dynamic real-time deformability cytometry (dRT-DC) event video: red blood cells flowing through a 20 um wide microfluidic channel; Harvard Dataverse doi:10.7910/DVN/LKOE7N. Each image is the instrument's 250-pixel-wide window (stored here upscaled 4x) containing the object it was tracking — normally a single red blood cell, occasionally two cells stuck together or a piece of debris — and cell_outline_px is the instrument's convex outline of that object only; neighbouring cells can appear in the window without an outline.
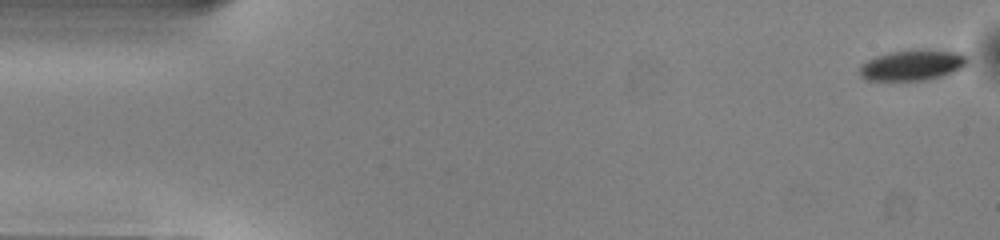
{"species": "common noctule bat (a hibernating species)", "species_latin": "Nyctalus noctula", "temperature_condition": "warm", "stored_images_in_passage": 51, "camera_frame_rate_fps": 3000, "um_per_image_px": 0.085, "animal": {"sex": "male", "body_mass_g": 13.0, "forearm_length_mm": 53.1}, "frame": {"image": 1, "passage_image": 1, "time_ms": 0.0, "image_size_px": [1000, 240], "cell_outline_px": [[968, 64], [964, 68], [940, 76], [924, 80], [864, 80], [860, 76], [860, 64], [876, 56], [892, 52], [964, 52], [968, 56]], "centroid_in_image_um": [77.55, 5.58], "position_along_channel_um": 7.4, "area_um2": 18.55}}
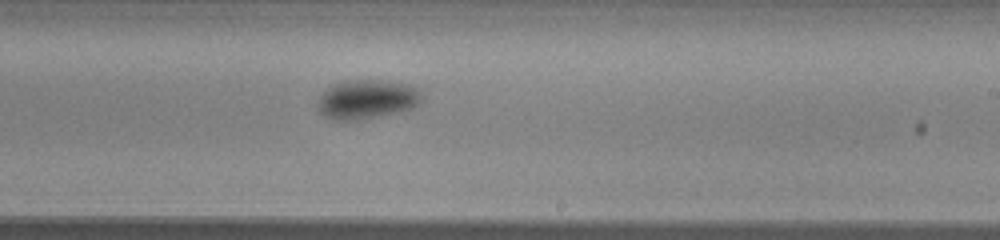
{"frame": {"image": 2, "passage_image": 30, "time_ms": 9.667, "image_size_px": [1000, 240], "cell_outline_px": [[424, 100], [420, 104], [412, 108], [400, 112], [360, 120], [332, 120], [320, 112], [316, 104], [316, 100], [332, 84], [344, 80], [388, 80], [412, 84], [420, 88], [424, 96]], "centroid_in_image_um": [31.26, 8.43], "position_along_channel_um": 257.7, "area_um2": 24.57}}
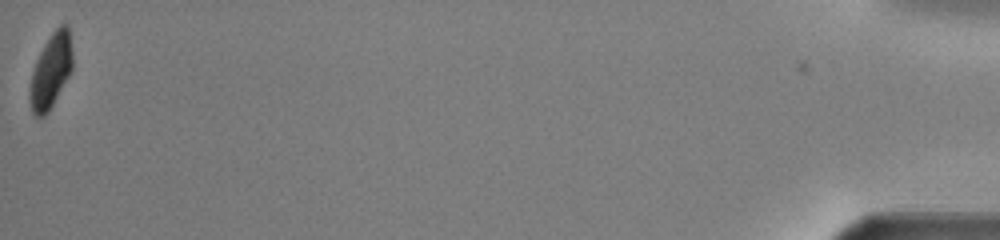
{"frame": {"image": 3, "passage_image": 51, "time_ms": 16.667, "image_size_px": [1000, 240], "cell_outline_px": [[72, 68], [68, 76], [48, 112], [44, 116], [36, 116], [32, 112], [28, 96], [32, 72], [36, 60], [44, 44], [52, 32], [60, 24], [68, 24], [72, 52]], "centroid_in_image_um": [4.31, 6.0], "position_along_channel_um": 430.9, "area_um2": 18.32}, "authors_computed_cell_mechanics": {"area_um2": 21.5016, "velocity_mm_per_s": 3.9975, "shape_relaxation_time_tau1_ms": 2.8467, "shape_relaxation_time_tau2_ms": null, "deformation_change_tau1": 0.1015, "deformation_change_tau2": null}}